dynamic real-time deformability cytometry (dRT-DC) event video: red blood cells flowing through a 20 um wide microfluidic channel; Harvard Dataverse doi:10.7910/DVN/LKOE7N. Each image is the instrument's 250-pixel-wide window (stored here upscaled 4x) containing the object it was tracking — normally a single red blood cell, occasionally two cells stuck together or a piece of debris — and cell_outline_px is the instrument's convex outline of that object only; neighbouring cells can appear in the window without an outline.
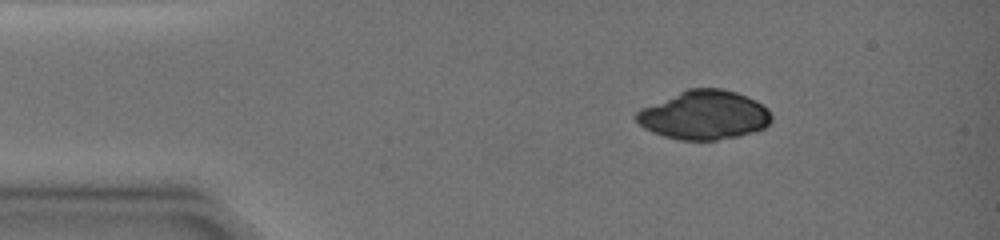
{"species": "common noctule bat (a hibernating species)", "species_latin": "Nyctalus noctula", "temperature_condition": "warm", "stored_images_in_passage": 5, "camera_frame_rate_fps": 3000, "um_per_image_px": 0.085, "animal": {"sex": "female", "body_mass_g": 19.0, "forearm_length_mm": 51.5}, "frame": {"image": 1, "passage_image": 1, "time_ms": 0.0, "image_size_px": [1000, 240], "cell_outline_px": [[772, 120], [764, 128], [756, 132], [740, 136], [716, 140], [680, 140], [664, 136], [652, 132], [644, 128], [632, 116], [640, 108], [688, 88], [720, 88], [736, 92], [756, 100], [768, 108], [772, 116]], "centroid_in_image_um": [59.86, 9.78], "position_along_channel_um": 25.1, "area_um2": 38.84}}